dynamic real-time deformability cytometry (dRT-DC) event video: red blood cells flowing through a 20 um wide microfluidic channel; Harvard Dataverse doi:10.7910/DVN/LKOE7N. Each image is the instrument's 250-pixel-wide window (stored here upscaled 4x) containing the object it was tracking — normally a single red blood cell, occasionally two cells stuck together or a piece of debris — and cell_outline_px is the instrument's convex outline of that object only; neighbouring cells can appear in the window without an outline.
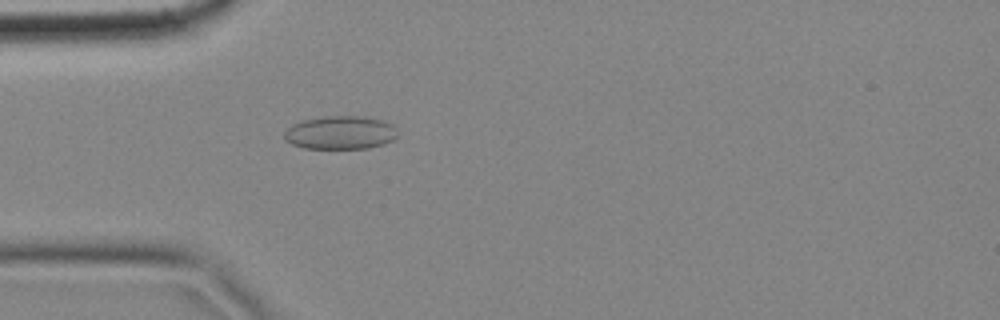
{"species": "common noctule bat (a hibernating species)", "species_latin": "Nyctalus noctula", "temperature_condition": "cold", "stored_images_in_passage": 4, "camera_frame_rate_fps": 3000, "um_per_image_px": 0.085, "animal": {"sex": "female", "body_mass_g": 18.4}, "frame": {"image": 1, "passage_image": 4, "time_ms": 1.0, "image_size_px": [1000, 320], "cell_outline_px": [[396, 136], [392, 140], [384, 144], [368, 148], [304, 148], [292, 144], [284, 136], [284, 132], [292, 124], [300, 120], [324, 116], [364, 116], [380, 120], [392, 124], [396, 128]], "centroid_in_image_um": [28.92, 11.26], "position_along_channel_um": 56.1, "area_um2": 21.96}}